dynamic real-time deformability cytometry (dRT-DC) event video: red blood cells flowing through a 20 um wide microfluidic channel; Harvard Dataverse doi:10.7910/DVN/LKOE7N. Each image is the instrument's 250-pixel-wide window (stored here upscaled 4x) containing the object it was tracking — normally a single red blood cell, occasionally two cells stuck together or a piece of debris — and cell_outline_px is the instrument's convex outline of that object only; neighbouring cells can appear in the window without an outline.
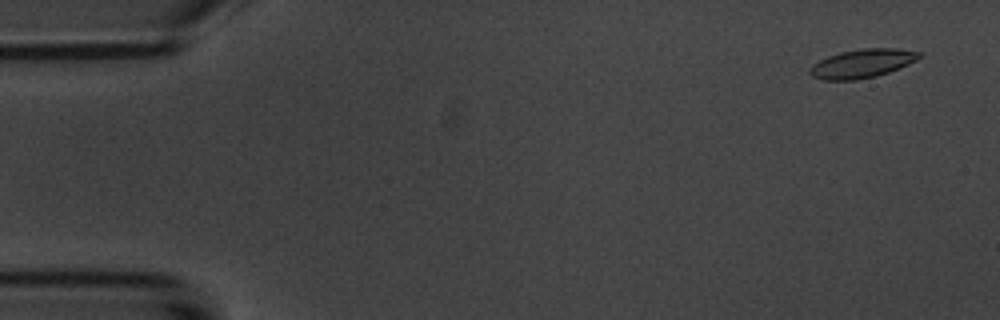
{"species": "common noctule bat (a hibernating species)", "species_latin": "Nyctalus noctula", "temperature_condition": "room temperature", "stored_images_in_passage": 15, "camera_frame_rate_fps": 3000, "um_per_image_px": 0.085, "animal": {"sex": "male", "body_mass_g": 20.1, "forearm_length_mm": 53.5}, "frame": {"image": 1, "passage_image": 3, "time_ms": 0.667, "image_size_px": [1000, 320], "cell_outline_px": [[920, 56], [916, 60], [900, 68], [876, 76], [856, 80], [824, 80], [812, 76], [808, 72], [808, 68], [812, 64], [828, 56], [840, 52], [864, 48], [896, 48], [920, 52]], "centroid_in_image_um": [73.25, 5.4], "position_along_channel_um": 11.8, "area_um2": 18.26}}
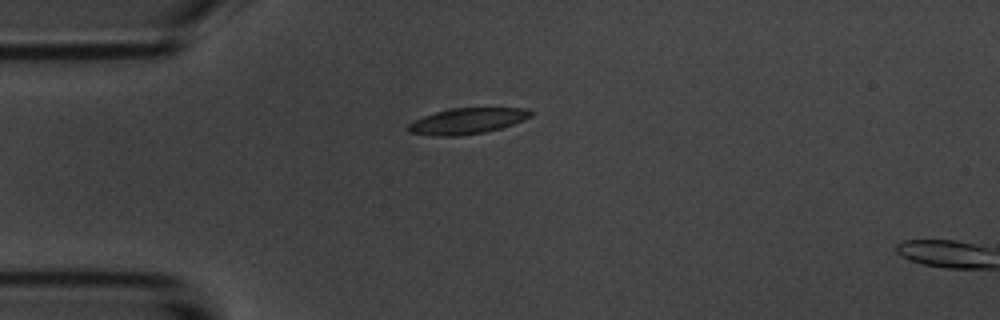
{"frame": {"image": 2, "passage_image": 14, "time_ms": 4.333, "image_size_px": [1000, 320], "cell_outline_px": [[532, 116], [524, 120], [500, 128], [484, 132], [460, 136], [432, 136], [408, 132], [408, 124], [424, 116], [436, 112], [452, 108], [528, 108], [532, 112]], "centroid_in_image_um": [39.72, 10.29], "position_along_channel_um": 45.3, "area_um2": 18.38}}